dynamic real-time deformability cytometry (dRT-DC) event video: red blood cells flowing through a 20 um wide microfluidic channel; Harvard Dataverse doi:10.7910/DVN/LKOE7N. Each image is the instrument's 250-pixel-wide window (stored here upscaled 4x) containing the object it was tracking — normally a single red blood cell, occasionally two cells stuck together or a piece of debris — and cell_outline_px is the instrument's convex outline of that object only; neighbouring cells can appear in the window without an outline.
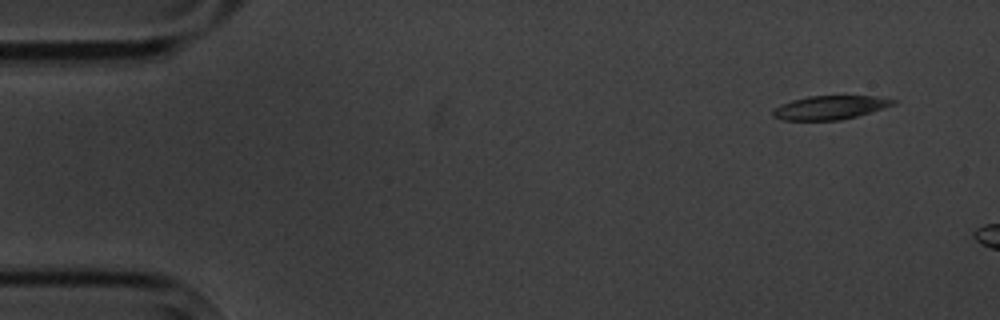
{"species": "common noctule bat (a hibernating species)", "species_latin": "Nyctalus noctula", "temperature_condition": "cold", "stored_images_in_passage": 4, "camera_frame_rate_fps": 3000, "um_per_image_px": 0.085, "animal": {"sex": "male", "body_mass_g": 20.1, "forearm_length_mm": 53.5}, "frame": {"image": 1, "passage_image": 1, "time_ms": 0.0, "image_size_px": [1000, 320], "cell_outline_px": [[896, 104], [856, 116], [840, 120], [784, 120], [772, 116], [772, 108], [780, 104], [792, 100], [808, 96], [872, 96], [896, 100]], "centroid_in_image_um": [70.49, 9.14], "position_along_channel_um": 14.5, "area_um2": 16.53}}